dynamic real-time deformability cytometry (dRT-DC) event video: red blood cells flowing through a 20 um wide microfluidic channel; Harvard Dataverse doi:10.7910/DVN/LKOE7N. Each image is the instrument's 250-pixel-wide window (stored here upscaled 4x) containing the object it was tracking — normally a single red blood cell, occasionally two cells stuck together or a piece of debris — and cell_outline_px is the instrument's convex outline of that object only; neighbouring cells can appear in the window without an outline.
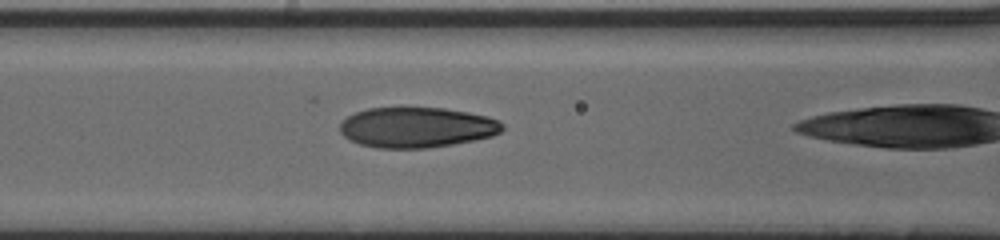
{"species": "human", "species_latin": "Homo sapiens", "temperature_condition": "cold", "stored_images_in_passage": 23, "camera_frame_rate_fps": 3000, "um_per_image_px": 0.085, "donor": {"sex": "male"}, "frame": {"image": 1, "passage_image": 22, "time_ms": 7.0, "image_size_px": [1000, 240], "cell_outline_px": [[504, 128], [500, 132], [492, 136], [452, 144], [428, 148], [376, 148], [360, 144], [344, 136], [340, 132], [340, 124], [348, 116], [356, 112], [368, 108], [444, 108], [468, 112], [488, 116], [500, 120], [504, 124]], "centroid_in_image_um": [35.45, 10.82], "position_along_channel_um": 131.2, "area_um2": 38.15}}